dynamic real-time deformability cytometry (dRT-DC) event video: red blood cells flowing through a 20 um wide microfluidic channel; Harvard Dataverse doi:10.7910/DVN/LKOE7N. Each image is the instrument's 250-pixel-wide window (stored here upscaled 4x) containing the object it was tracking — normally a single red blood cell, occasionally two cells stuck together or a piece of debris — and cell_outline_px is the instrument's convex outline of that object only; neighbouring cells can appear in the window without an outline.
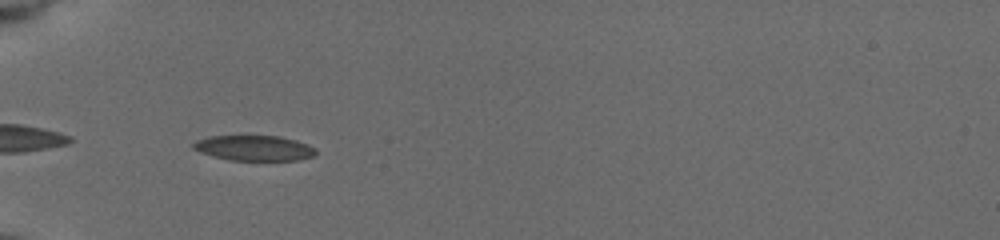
{"species": "common noctule bat (a hibernating species)", "species_latin": "Nyctalus noctula", "temperature_condition": "cold", "stored_images_in_passage": 38, "camera_frame_rate_fps": 3000, "um_per_image_px": 0.085, "animal": {"sex": "female", "body_mass_g": 19.5, "forearm_length_mm": 54.1}, "frame": {"image": 1, "passage_image": 2, "time_ms": 0.333, "image_size_px": [1000, 240], "cell_outline_px": [[316, 152], [312, 156], [300, 160], [228, 160], [200, 152], [192, 148], [192, 144], [196, 140], [208, 136], [280, 136], [296, 140], [308, 144], [316, 148]], "centroid_in_image_um": [21.6, 12.58], "position_along_channel_um": 63.4, "area_um2": 18.09}}
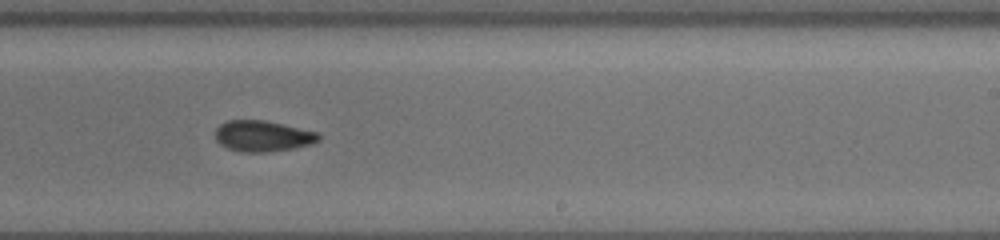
{"frame": {"image": 2, "passage_image": 19, "time_ms": 6.0, "image_size_px": [1000, 240], "cell_outline_px": [[320, 140], [312, 144], [296, 148], [268, 152], [244, 152], [228, 148], [220, 144], [216, 140], [216, 128], [220, 124], [228, 120], [264, 120], [316, 132], [320, 136]], "centroid_in_image_um": [22.33, 11.57], "position_along_channel_um": 266.7, "area_um2": 18.55}}
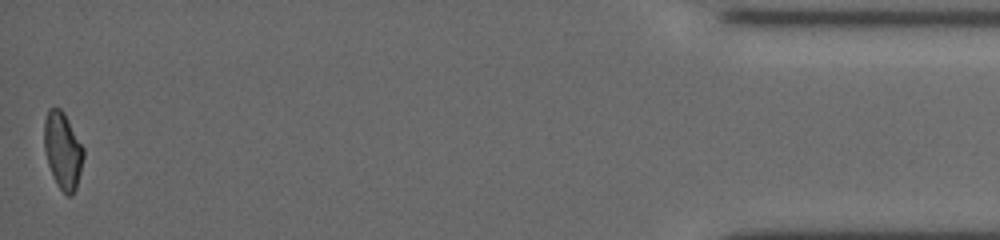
{"frame": {"image": 3, "passage_image": 38, "time_ms": 12.333, "image_size_px": [1000, 240], "cell_outline_px": [[84, 156], [76, 188], [72, 196], [68, 196], [56, 184], [48, 164], [44, 148], [44, 120], [48, 108], [60, 108], [64, 112], [84, 148]], "centroid_in_image_um": [5.33, 12.78], "position_along_channel_um": 429.9, "area_um2": 17.57}, "authors_computed_cell_mechanics": {"area_um2": 18.5249, "velocity_mm_per_s": 3.7619, "shape_relaxation_time_tau1_ms": 4.5756, "shape_relaxation_time_tau2_ms": 3.2719, "deformation_change_tau1": 0.1204, "deformation_change_tau2": 0.0814}}